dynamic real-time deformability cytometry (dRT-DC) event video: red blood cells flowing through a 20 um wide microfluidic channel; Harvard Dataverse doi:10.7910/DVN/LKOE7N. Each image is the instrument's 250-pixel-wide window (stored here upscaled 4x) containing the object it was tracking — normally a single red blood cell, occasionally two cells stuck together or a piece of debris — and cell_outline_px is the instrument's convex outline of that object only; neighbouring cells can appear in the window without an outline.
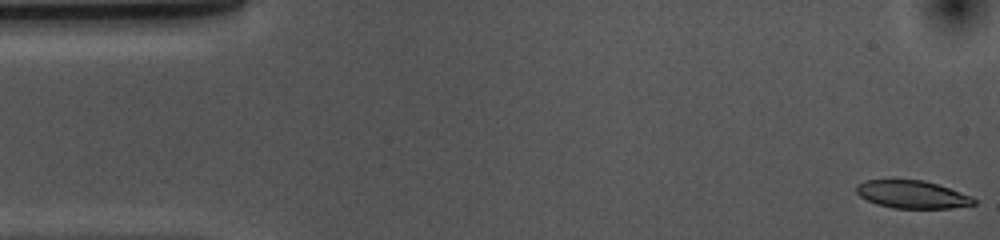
{"species": "common noctule bat (a hibernating species)", "species_latin": "Nyctalus noctula", "temperature_condition": "cold", "stored_images_in_passage": 53, "camera_frame_rate_fps": 3000, "um_per_image_px": 0.085, "animal": {"sex": "female", "body_mass_g": 10.0, "forearm_length_mm": 53.1}, "frame": {"image": 1, "passage_image": 1, "time_ms": 0.0, "image_size_px": [1000, 240], "cell_outline_px": [[976, 204], [952, 208], [892, 208], [876, 204], [860, 196], [856, 192], [856, 184], [864, 180], [924, 180], [972, 196], [976, 200]], "centroid_in_image_um": [77.52, 16.53], "position_along_channel_um": 7.5, "area_um2": 18.96}}
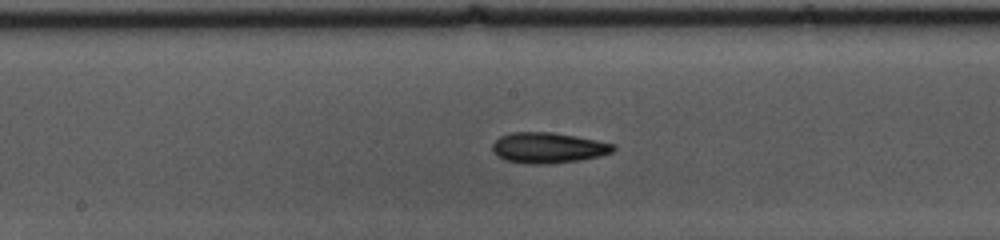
{"frame": {"image": 2, "passage_image": 26, "time_ms": 8.333, "image_size_px": [1000, 240], "cell_outline_px": [[616, 148], [612, 152], [600, 156], [580, 160], [540, 164], [528, 164], [508, 160], [492, 152], [492, 144], [500, 136], [512, 132], [552, 132], [576, 136], [616, 144]], "centroid_in_image_um": [46.61, 12.55], "position_along_channel_um": 201.6, "area_um2": 21.44}}
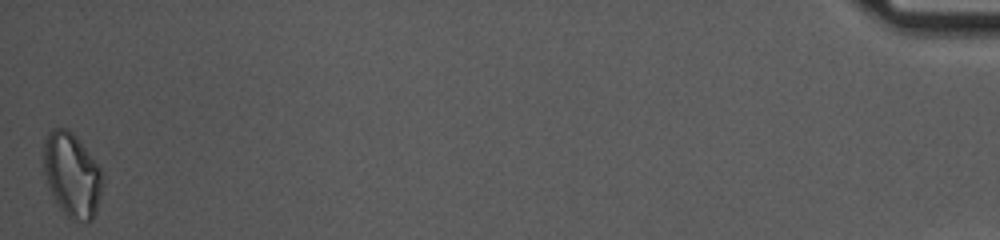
{"frame": {"image": 3, "passage_image": 53, "time_ms": 17.333, "image_size_px": [1000, 240], "cell_outline_px": [[104, 184], [96, 212], [92, 220], [88, 224], [72, 220], [60, 208], [48, 188], [44, 172], [44, 140], [48, 132], [52, 128], [68, 128], [76, 136], [100, 168], [104, 180]], "centroid_in_image_um": [6.13, 14.89], "position_along_channel_um": 429.1, "area_um2": 29.19}, "authors_computed_cell_mechanics": {"area_um2": 20.9236, "velocity_mm_per_s": 3.6609, "shape_relaxation_time_tau1_ms": 7.2415, "shape_relaxation_time_tau2_ms": 8.1323, "deformation_change_tau1": 0.1421, "deformation_change_tau2": 0.1689}}